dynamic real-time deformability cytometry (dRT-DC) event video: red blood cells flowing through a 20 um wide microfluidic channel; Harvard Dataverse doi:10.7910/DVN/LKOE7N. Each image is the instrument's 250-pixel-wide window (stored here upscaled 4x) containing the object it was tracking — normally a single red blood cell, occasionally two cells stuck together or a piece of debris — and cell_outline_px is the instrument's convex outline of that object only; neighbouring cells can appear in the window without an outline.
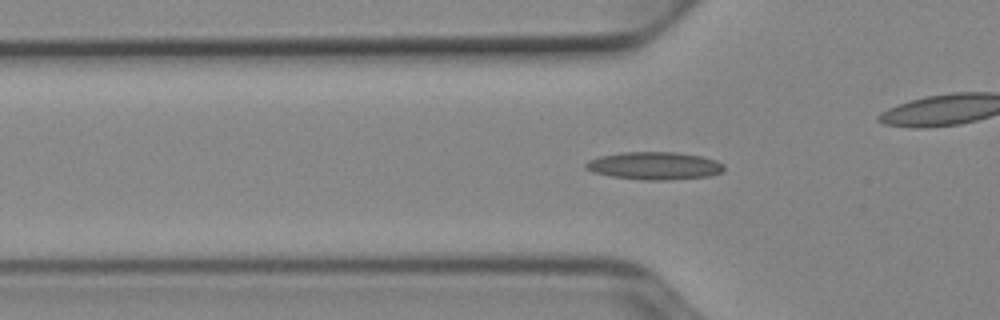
{"species": "Egyptian fruit bat (a non-hibernating species)", "species_latin": "Rousettus aegyptiacus", "temperature_condition": "cold", "stored_images_in_passage": 49, "camera_frame_rate_fps": 3000, "um_per_image_px": 0.085, "animal": {"sex": "female"}, "frame": {"image": 1, "passage_image": 13, "time_ms": 4.0, "image_size_px": [1000, 320], "cell_outline_px": [[724, 172], [708, 176], [664, 180], [644, 180], [612, 176], [592, 172], [584, 168], [584, 164], [588, 160], [600, 156], [620, 152], [676, 152], [700, 156], [716, 160], [724, 164]], "centroid_in_image_um": [55.61, 14.08], "position_along_channel_um": 70.2, "area_um2": 22.37}}
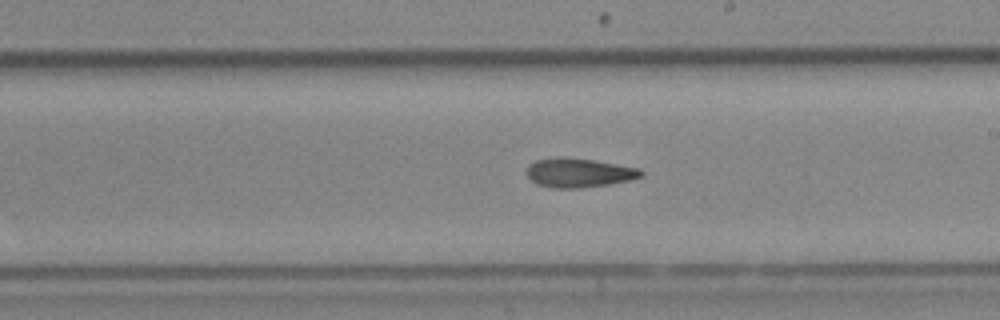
{"frame": {"image": 2, "passage_image": 26, "time_ms": 8.333, "image_size_px": [1000, 320], "cell_outline_px": [[644, 176], [632, 180], [584, 188], [552, 188], [536, 184], [528, 176], [528, 164], [536, 160], [560, 156], [592, 160], [640, 168], [644, 172]], "centroid_in_image_um": [49.23, 14.69], "position_along_channel_um": 239.8, "area_um2": 19.54}}
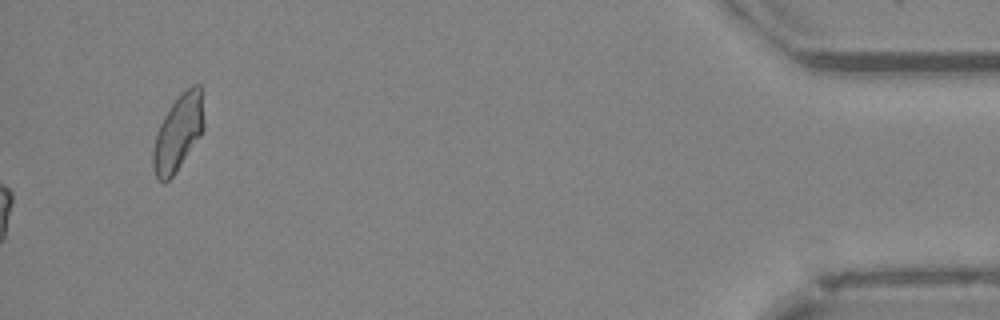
{"frame": {"image": 3, "passage_image": 49, "time_ms": 16.0, "image_size_px": [1000, 320], "cell_outline_px": [[204, 128], [200, 136], [172, 176], [168, 180], [160, 180], [156, 176], [152, 164], [152, 152], [156, 136], [160, 124], [164, 116], [172, 104], [192, 84], [200, 84], [204, 120]], "centroid_in_image_um": [15.15, 11.27], "position_along_channel_um": 420.1, "area_um2": 21.85}, "authors_computed_cell_mechanics": {"area_um2": 19.1318, "velocity_mm_per_s": 3.9352, "shape_relaxation_time_tau1_ms": null, "shape_relaxation_time_tau2_ms": 5.9729, "deformation_change_tau1": null, "deformation_change_tau2": 0.1675}}